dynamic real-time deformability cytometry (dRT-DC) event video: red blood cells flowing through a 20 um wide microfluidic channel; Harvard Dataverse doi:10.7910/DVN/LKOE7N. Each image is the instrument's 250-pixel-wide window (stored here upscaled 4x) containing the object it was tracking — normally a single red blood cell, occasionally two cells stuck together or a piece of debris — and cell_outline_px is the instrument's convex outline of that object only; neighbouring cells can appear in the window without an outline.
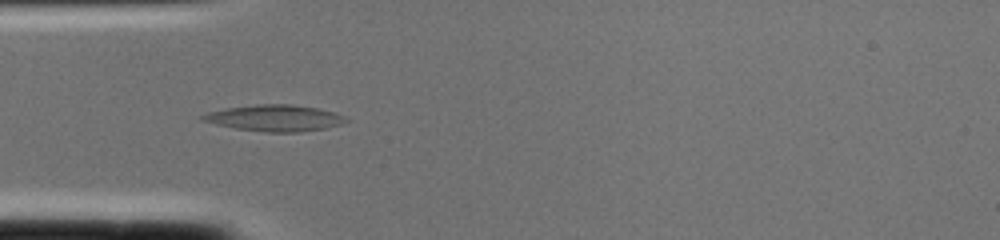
{"species": "common noctule bat (a hibernating species)", "species_latin": "Nyctalus noctula", "temperature_condition": "cold", "stored_images_in_passage": 1, "camera_frame_rate_fps": 3000, "um_per_image_px": 0.085, "animal": {"sex": "female", "body_mass_g": 22.0, "forearm_length_mm": 56.7}, "frame": {"image": 1, "passage_image": 1, "time_ms": 0.0, "image_size_px": [1000, 240], "cell_outline_px": [[348, 120], [340, 124], [324, 128], [296, 132], [264, 132], [236, 128], [216, 124], [200, 120], [200, 116], [208, 112], [224, 108], [256, 104], [292, 104], [316, 108], [332, 112], [344, 116]], "centroid_in_image_um": [23.29, 10.02], "position_along_channel_um": 61.7, "area_um2": 21.79}}